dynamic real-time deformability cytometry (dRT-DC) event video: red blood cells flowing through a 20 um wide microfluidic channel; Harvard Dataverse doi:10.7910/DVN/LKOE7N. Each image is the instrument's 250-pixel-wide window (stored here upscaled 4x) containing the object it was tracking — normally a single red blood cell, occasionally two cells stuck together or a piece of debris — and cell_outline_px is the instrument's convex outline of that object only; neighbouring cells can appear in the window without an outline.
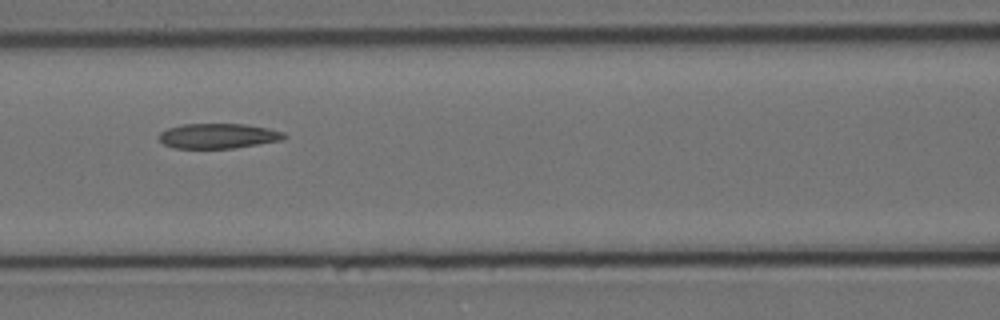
{"species": "Egyptian fruit bat (a non-hibernating species)", "species_latin": "Rousettus aegyptiacus", "temperature_condition": "cold", "stored_images_in_passage": 6, "camera_frame_rate_fps": 3000, "um_per_image_px": 0.085, "animal": {"sex": "female"}, "frame": {"image": 1, "passage_image": 3, "time_ms": 0.667, "image_size_px": [1000, 320], "cell_outline_px": [[288, 136], [284, 140], [232, 148], [172, 148], [164, 144], [160, 140], [160, 132], [168, 128], [184, 124], [244, 124], [268, 128], [284, 132]], "centroid_in_image_um": [18.58, 11.55], "position_along_channel_um": 148.0, "area_um2": 18.21}}
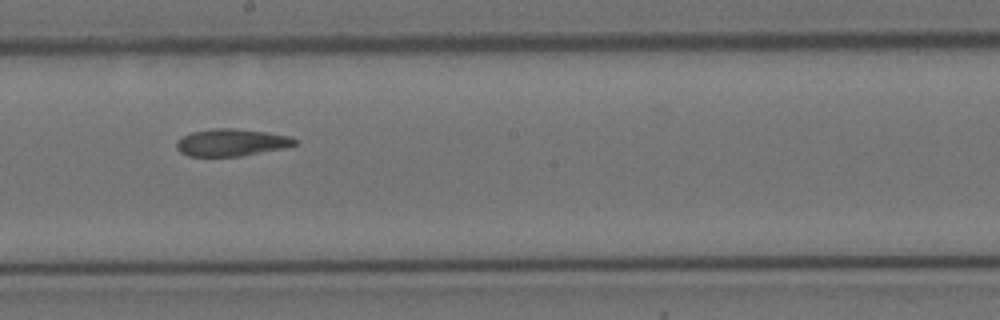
{"frame": {"image": 2, "passage_image": 5, "time_ms": 1.333, "image_size_px": [1000, 320], "cell_outline_px": [[300, 140], [296, 144], [280, 148], [240, 156], [188, 156], [180, 152], [176, 148], [176, 144], [184, 136], [192, 132], [212, 128], [236, 128], [268, 132], [288, 136]], "centroid_in_image_um": [19.67, 12.1], "position_along_channel_um": 228.5, "area_um2": 18.55}}
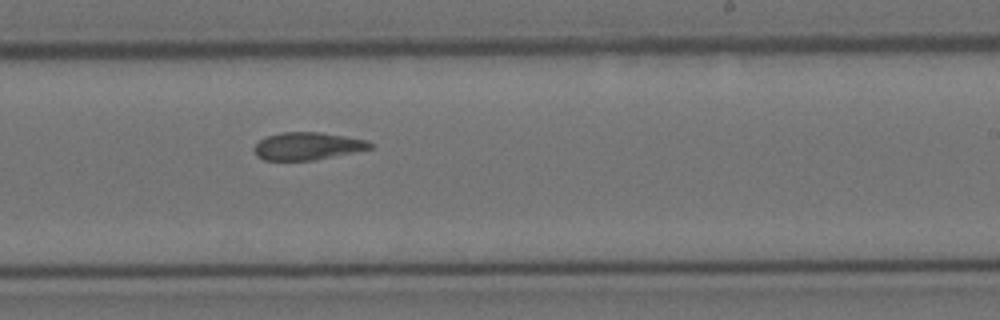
{"frame": {"image": 3, "passage_image": 6, "time_ms": 1.667, "image_size_px": [1000, 320], "cell_outline_px": [[372, 148], [312, 160], [264, 160], [256, 156], [252, 148], [260, 140], [268, 136], [284, 132], [320, 132], [368, 140], [372, 144]], "centroid_in_image_um": [26.1, 12.41], "position_along_channel_um": 262.9, "area_um2": 18.38}}